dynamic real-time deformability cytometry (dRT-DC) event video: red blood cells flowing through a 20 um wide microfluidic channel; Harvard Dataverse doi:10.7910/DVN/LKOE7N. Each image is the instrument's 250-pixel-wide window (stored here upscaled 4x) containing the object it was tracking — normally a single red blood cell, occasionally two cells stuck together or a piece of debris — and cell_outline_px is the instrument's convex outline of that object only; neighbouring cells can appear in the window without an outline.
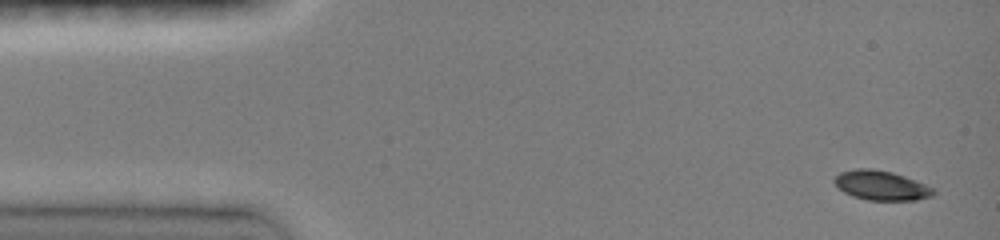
{"species": "common noctule bat (a hibernating species)", "species_latin": "Nyctalus noctula", "temperature_condition": "room temperature", "stored_images_in_passage": 25, "camera_frame_rate_fps": 3000, "um_per_image_px": 0.085, "animal": {"sex": "female", "body_mass_g": 19.0, "forearm_length_mm": 51.5}, "frame": {"image": 1, "passage_image": 1, "time_ms": 0.0, "image_size_px": [1000, 240], "cell_outline_px": [[936, 192], [932, 196], [916, 200], [868, 200], [852, 196], [844, 192], [832, 180], [840, 172], [856, 168], [872, 168], [892, 172], [904, 176], [936, 188]], "centroid_in_image_um": [74.92, 15.76], "position_along_channel_um": 10.1, "area_um2": 17.11}}
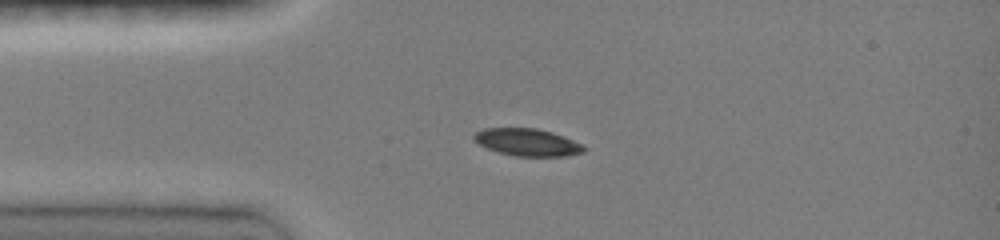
{"frame": {"image": 2, "passage_image": 11, "time_ms": 3.0, "image_size_px": [1000, 240], "cell_outline_px": [[588, 148], [584, 152], [568, 156], [516, 156], [500, 152], [488, 148], [472, 140], [472, 136], [476, 132], [484, 128], [536, 128], [552, 132], [584, 144]], "centroid_in_image_um": [44.87, 12.09], "position_along_channel_um": 40.1, "area_um2": 17.57}}